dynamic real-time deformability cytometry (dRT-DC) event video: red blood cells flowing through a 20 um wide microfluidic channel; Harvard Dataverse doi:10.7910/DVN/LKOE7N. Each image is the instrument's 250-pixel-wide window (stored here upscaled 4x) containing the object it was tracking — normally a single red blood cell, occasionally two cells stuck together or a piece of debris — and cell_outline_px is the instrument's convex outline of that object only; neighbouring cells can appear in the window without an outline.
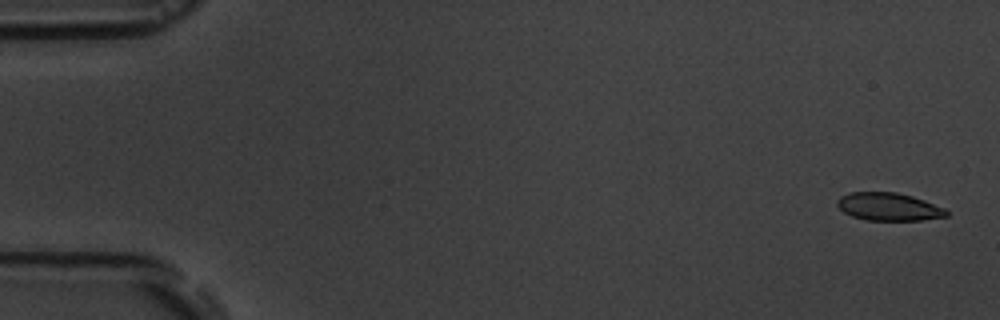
{"species": "common noctule bat (a hibernating species)", "species_latin": "Nyctalus noctula", "temperature_condition": "room temperature", "stored_images_in_passage": 5, "camera_frame_rate_fps": 3000, "um_per_image_px": 0.085, "animal": {"sex": "male", "body_mass_g": 19.5, "forearm_length_mm": 54.6}, "frame": {"image": 1, "passage_image": 1, "time_ms": 0.0, "image_size_px": [1000, 320], "cell_outline_px": [[948, 216], [920, 220], [868, 220], [852, 216], [844, 212], [836, 204], [836, 200], [840, 196], [848, 192], [896, 192], [912, 196], [924, 200], [944, 208], [948, 212]], "centroid_in_image_um": [75.51, 17.56], "position_along_channel_um": 9.5, "area_um2": 17.69}}
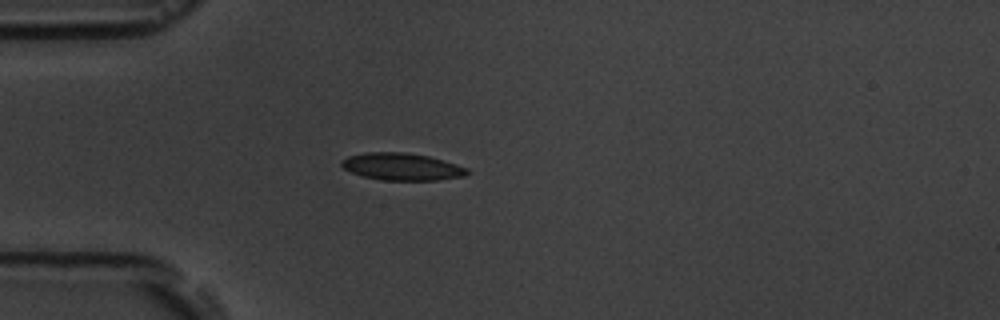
{"frame": {"image": 2, "passage_image": 5, "time_ms": 4.667, "image_size_px": [1000, 320], "cell_outline_px": [[472, 172], [464, 176], [436, 180], [384, 180], [364, 176], [352, 172], [344, 168], [340, 164], [340, 160], [348, 156], [368, 152], [404, 152], [428, 156], [456, 164], [468, 168]], "centroid_in_image_um": [34.17, 14.16], "position_along_channel_um": 50.8, "area_um2": 19.83}}